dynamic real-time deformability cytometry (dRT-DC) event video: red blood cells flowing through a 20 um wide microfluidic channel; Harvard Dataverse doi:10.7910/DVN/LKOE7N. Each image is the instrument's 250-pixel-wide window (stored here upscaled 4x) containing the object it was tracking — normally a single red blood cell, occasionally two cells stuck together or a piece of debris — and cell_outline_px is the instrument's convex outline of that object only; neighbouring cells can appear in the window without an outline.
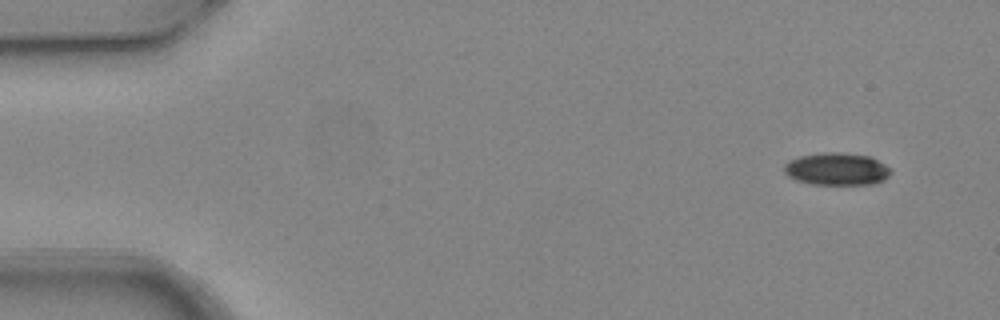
{"species": "common noctule bat (a hibernating species)", "species_latin": "Nyctalus noctula", "temperature_condition": "warm", "stored_images_in_passage": 5, "camera_frame_rate_fps": 3000, "um_per_image_px": 0.085, "animal": {"sex": "female", "body_mass_g": 24.6, "forearm_length_mm": 56.2}, "frame": {"image": 1, "passage_image": 1, "time_ms": 0.0, "image_size_px": [1000, 320], "cell_outline_px": [[892, 172], [884, 180], [876, 184], [812, 184], [796, 180], [788, 176], [784, 172], [784, 164], [788, 160], [800, 156], [820, 152], [844, 152], [872, 156], [892, 168]], "centroid_in_image_um": [71.16, 14.35], "position_along_channel_um": 13.8, "area_um2": 20.58}}
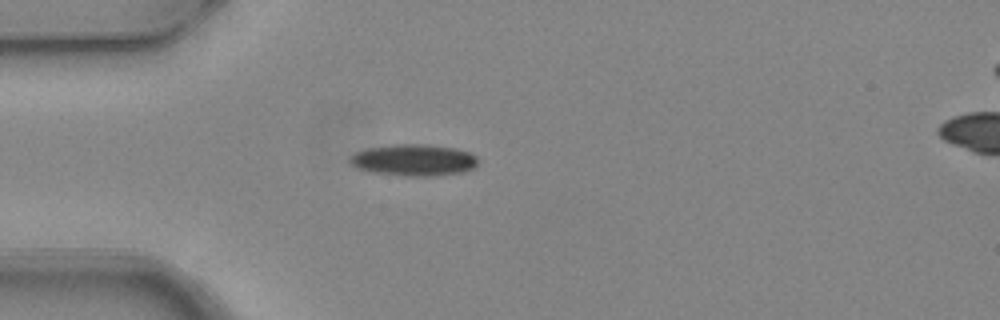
{"frame": {"image": 2, "passage_image": 4, "time_ms": 1.0, "image_size_px": [1000, 320], "cell_outline_px": [[476, 164], [472, 168], [464, 172], [432, 176], [404, 176], [372, 172], [356, 168], [348, 160], [348, 156], [352, 152], [368, 148], [392, 144], [428, 144], [456, 148], [468, 152], [476, 156]], "centroid_in_image_um": [35.11, 13.6], "position_along_channel_um": 49.9, "area_um2": 23.81}}